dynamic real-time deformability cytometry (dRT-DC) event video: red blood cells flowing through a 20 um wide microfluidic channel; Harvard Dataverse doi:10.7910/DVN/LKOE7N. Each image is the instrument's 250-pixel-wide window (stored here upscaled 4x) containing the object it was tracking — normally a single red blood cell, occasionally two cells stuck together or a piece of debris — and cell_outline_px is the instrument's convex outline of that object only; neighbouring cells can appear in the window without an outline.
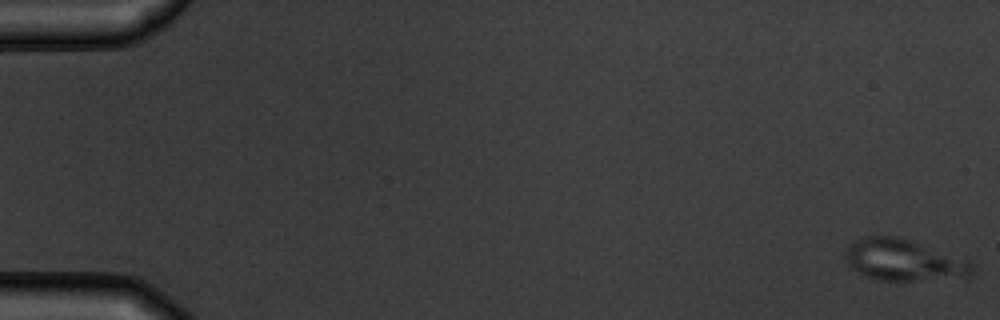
{"species": "common noctule bat (a hibernating species)", "species_latin": "Nyctalus noctula", "temperature_condition": "warm", "stored_images_in_passage": 7, "camera_frame_rate_fps": 3000, "um_per_image_px": 0.085, "animal": {"sex": "male", "body_mass_g": 19.5, "forearm_length_mm": 54.6}, "frame": {"image": 1, "passage_image": 1, "time_ms": 0.0, "image_size_px": [1000, 320], "cell_outline_px": [[972, 272], [968, 276], [912, 280], [876, 280], [864, 276], [856, 272], [848, 264], [844, 256], [844, 252], [848, 244], [856, 240], [868, 236], [896, 236], [972, 260]], "centroid_in_image_um": [76.76, 22.1], "position_along_channel_um": 8.2, "area_um2": 30.46}}